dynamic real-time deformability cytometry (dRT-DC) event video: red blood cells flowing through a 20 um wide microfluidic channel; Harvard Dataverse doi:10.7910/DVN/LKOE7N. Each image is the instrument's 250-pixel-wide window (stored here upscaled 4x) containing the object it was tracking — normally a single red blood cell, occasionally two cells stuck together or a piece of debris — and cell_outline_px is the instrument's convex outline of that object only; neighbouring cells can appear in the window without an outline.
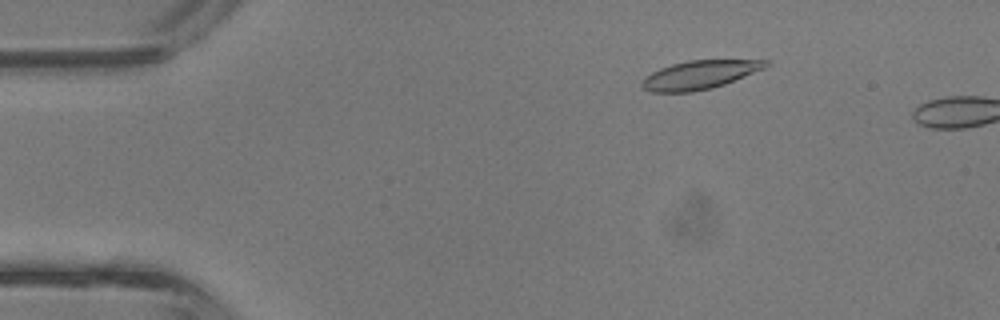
{"species": "common noctule bat (a hibernating species)", "species_latin": "Nyctalus noctula", "temperature_condition": "room temperature", "stored_images_in_passage": 6, "camera_frame_rate_fps": 3000, "um_per_image_px": 0.085, "animal": {"sex": "male", "body_mass_g": 13.3}, "frame": {"image": 1, "passage_image": 4, "time_ms": 1.0, "image_size_px": [1000, 320], "cell_outline_px": [[772, 64], [764, 68], [724, 84], [712, 88], [692, 92], [652, 92], [644, 88], [640, 84], [644, 76], [660, 68], [672, 64], [688, 60], [772, 60]], "centroid_in_image_um": [59.47, 6.35], "position_along_channel_um": 25.5, "area_um2": 20.58}}